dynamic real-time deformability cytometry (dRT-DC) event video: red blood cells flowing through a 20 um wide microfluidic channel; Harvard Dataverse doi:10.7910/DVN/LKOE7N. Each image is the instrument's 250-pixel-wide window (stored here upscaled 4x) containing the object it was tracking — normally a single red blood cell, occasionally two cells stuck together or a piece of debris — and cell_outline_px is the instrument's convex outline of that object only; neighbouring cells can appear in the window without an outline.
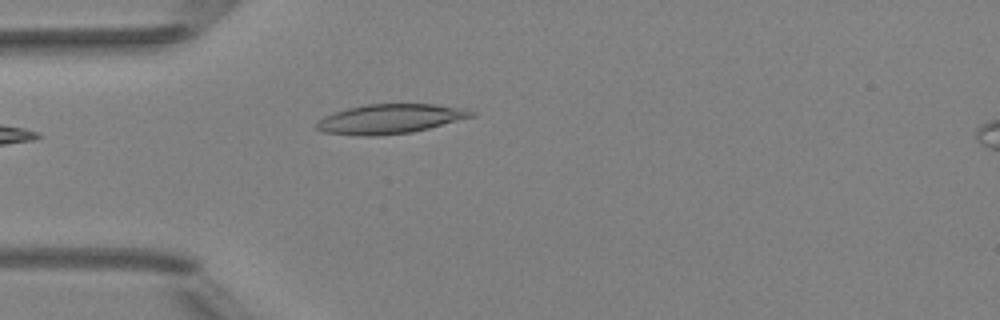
{"species": "Egyptian fruit bat (a non-hibernating species)", "species_latin": "Rousettus aegyptiacus", "temperature_condition": "room temperature", "stored_images_in_passage": 5, "camera_frame_rate_fps": 3000, "um_per_image_px": 0.085, "animal": {"sex": "female"}, "frame": {"image": 1, "passage_image": 5, "time_ms": 4.333, "image_size_px": [1000, 320], "cell_outline_px": [[476, 116], [412, 132], [376, 136], [360, 136], [324, 132], [316, 128], [316, 124], [324, 116], [348, 108], [364, 104], [436, 104], [468, 108], [476, 112]], "centroid_in_image_um": [33.22, 10.1], "position_along_channel_um": 51.8, "area_um2": 26.7}}